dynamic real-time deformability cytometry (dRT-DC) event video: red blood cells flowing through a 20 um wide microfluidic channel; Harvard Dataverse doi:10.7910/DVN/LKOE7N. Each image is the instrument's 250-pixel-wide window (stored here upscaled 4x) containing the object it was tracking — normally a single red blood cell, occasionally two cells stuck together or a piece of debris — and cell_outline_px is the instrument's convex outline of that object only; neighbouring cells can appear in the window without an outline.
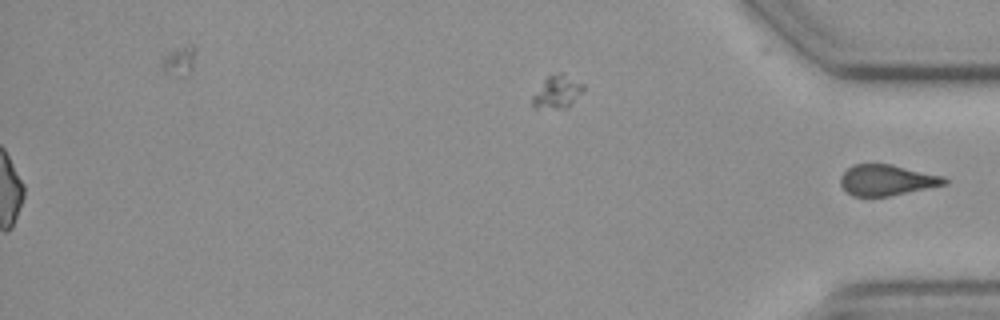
{"species": "common noctule bat (a hibernating species)", "species_latin": "Nyctalus noctula", "temperature_condition": "cold", "stored_images_in_passage": 43, "segment_of_instrument_passage": [2, 2], "camera_frame_rate_fps": 3000, "um_per_image_px": 0.085, "animal": {"sex": "female", "body_mass_g": 19.3, "forearm_length_mm": 54.1}, "frame": {"image": 1, "passage_image": 43, "time_ms": 14.0, "image_size_px": [1000, 320], "cell_outline_px": [[948, 184], [888, 196], [852, 196], [840, 184], [840, 176], [852, 164], [892, 164], [944, 176], [948, 180]], "centroid_in_image_um": [75.39, 15.3], "position_along_channel_um": 359.8, "area_um2": 18.67}}